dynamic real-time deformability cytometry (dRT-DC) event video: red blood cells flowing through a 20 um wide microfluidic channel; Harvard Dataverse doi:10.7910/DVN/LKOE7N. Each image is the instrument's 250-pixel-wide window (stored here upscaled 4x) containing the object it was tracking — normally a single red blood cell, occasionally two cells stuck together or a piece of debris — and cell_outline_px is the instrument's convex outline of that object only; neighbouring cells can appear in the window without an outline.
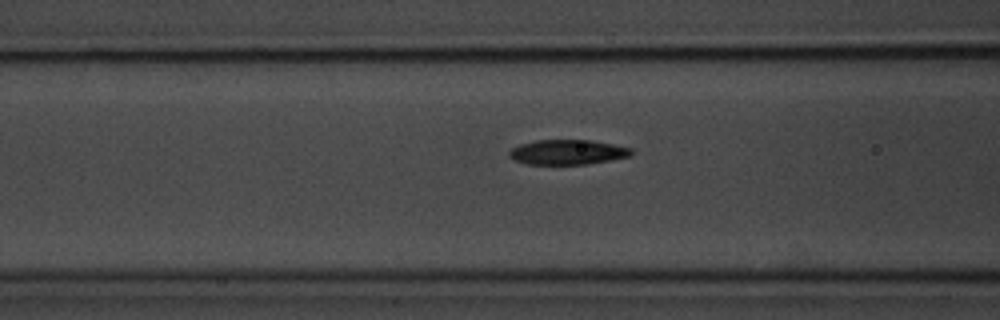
{"species": "common noctule bat (a hibernating species)", "species_latin": "Nyctalus noctula", "temperature_condition": "room temperature", "stored_images_in_passage": 22, "camera_frame_rate_fps": 3000, "um_per_image_px": 0.085, "animal": {"sex": "male", "body_mass_g": 20.1, "forearm_length_mm": 53.5}, "frame": {"image": 1, "passage_image": 16, "time_ms": 5.0, "image_size_px": [1000, 320], "cell_outline_px": [[636, 152], [632, 156], [588, 164], [528, 164], [512, 160], [508, 156], [508, 152], [512, 148], [520, 144], [536, 140], [588, 140], [612, 144], [632, 148]], "centroid_in_image_um": [48.25, 12.93], "position_along_channel_um": 118.3, "area_um2": 17.86}}
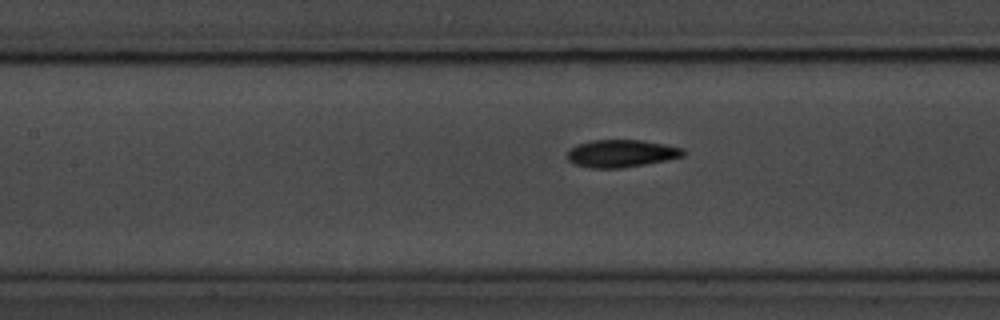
{"frame": {"image": 2, "passage_image": 19, "time_ms": 6.0, "image_size_px": [1000, 320], "cell_outline_px": [[684, 156], [624, 168], [592, 168], [576, 164], [568, 160], [568, 148], [576, 144], [592, 140], [640, 140], [664, 144], [684, 148]], "centroid_in_image_um": [52.78, 13.03], "position_along_channel_um": 154.6, "area_um2": 18.5}}